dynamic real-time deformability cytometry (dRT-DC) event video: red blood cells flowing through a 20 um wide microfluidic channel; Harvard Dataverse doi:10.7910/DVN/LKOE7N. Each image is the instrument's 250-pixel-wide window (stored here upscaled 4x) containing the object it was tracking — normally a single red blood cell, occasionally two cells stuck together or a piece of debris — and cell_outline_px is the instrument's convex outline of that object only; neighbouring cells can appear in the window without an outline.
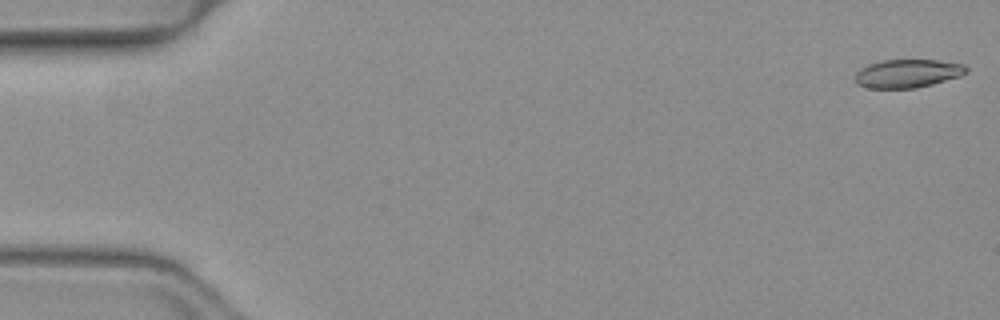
{"species": "common noctule bat (a hibernating species)", "species_latin": "Nyctalus noctula", "temperature_condition": "warm", "stored_images_in_passage": 50, "camera_frame_rate_fps": 3000, "um_per_image_px": 0.085, "animal": {"sex": "female", "body_mass_g": 19.3, "forearm_length_mm": 54.1}, "frame": {"image": 1, "passage_image": 1, "time_ms": 0.0, "image_size_px": [1000, 320], "cell_outline_px": [[968, 72], [960, 76], [932, 84], [916, 88], [868, 88], [856, 84], [856, 72], [860, 68], [868, 64], [880, 60], [940, 60], [964, 64], [968, 68]], "centroid_in_image_um": [77.15, 6.24], "position_along_channel_um": 7.9, "area_um2": 18.5}}
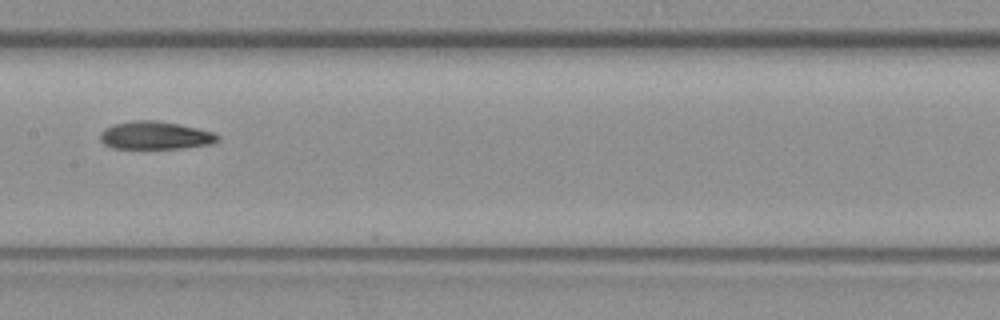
{"frame": {"image": 2, "passage_image": 26, "time_ms": 8.333, "image_size_px": [1000, 320], "cell_outline_px": [[220, 140], [212, 144], [180, 148], [112, 148], [104, 144], [100, 140], [100, 132], [104, 128], [112, 124], [132, 120], [156, 120], [180, 124], [212, 132], [220, 136]], "centroid_in_image_um": [13.17, 11.5], "position_along_channel_um": 194.2, "area_um2": 19.25}}
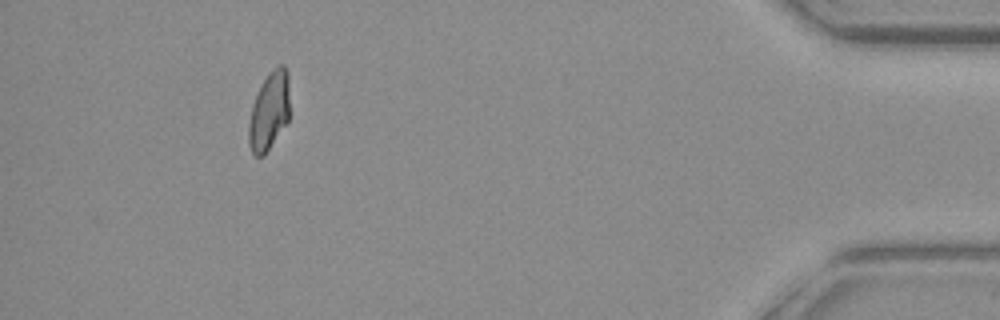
{"frame": {"image": 3, "passage_image": 47, "time_ms": 15.333, "image_size_px": [1000, 320], "cell_outline_px": [[288, 120], [264, 156], [256, 156], [252, 152], [248, 144], [248, 124], [252, 104], [268, 72], [272, 68], [280, 64], [284, 64], [288, 72]], "centroid_in_image_um": [22.86, 9.43], "position_along_channel_um": 412.3, "area_um2": 18.55}, "authors_computed_cell_mechanics": {"area_um2": 19.074, "velocity_mm_per_s": 4.0444, "shape_relaxation_time_tau1_ms": null, "shape_relaxation_time_tau2_ms": 3.6341, "deformation_change_tau1": null, "deformation_change_tau2": 0.1026}}